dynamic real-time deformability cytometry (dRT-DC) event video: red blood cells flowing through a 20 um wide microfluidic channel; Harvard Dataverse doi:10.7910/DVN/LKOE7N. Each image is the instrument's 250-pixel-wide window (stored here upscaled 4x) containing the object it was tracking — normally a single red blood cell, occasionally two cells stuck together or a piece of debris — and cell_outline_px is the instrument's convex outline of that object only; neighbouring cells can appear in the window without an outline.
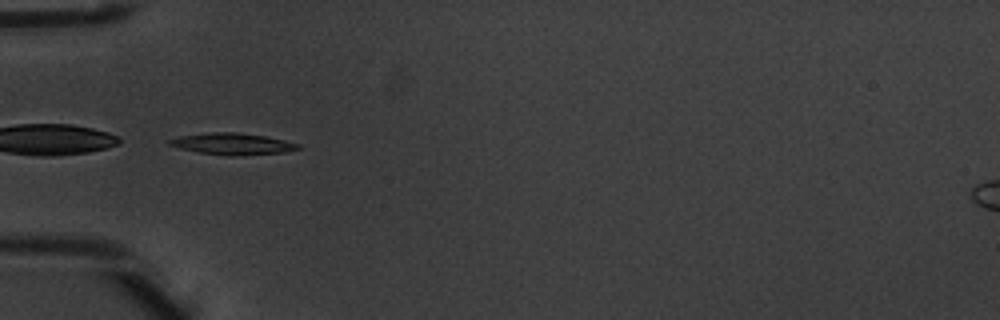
{"species": "common noctule bat (a hibernating species)", "species_latin": "Nyctalus noctula", "temperature_condition": "warm", "stored_images_in_passage": 7, "camera_frame_rate_fps": 3000, "um_per_image_px": 0.085, "animal": {"sex": "male", "body_mass_g": 20.1, "forearm_length_mm": 53.5}, "frame": {"image": 1, "passage_image": 4, "time_ms": 1.0, "image_size_px": [1000, 320], "cell_outline_px": [[304, 148], [284, 152], [236, 156], [232, 156], [200, 152], [180, 148], [168, 144], [168, 140], [180, 136], [212, 132], [236, 132], [264, 136], [284, 140], [300, 144]], "centroid_in_image_um": [19.81, 12.23], "position_along_channel_um": 65.2, "area_um2": 16.01}}
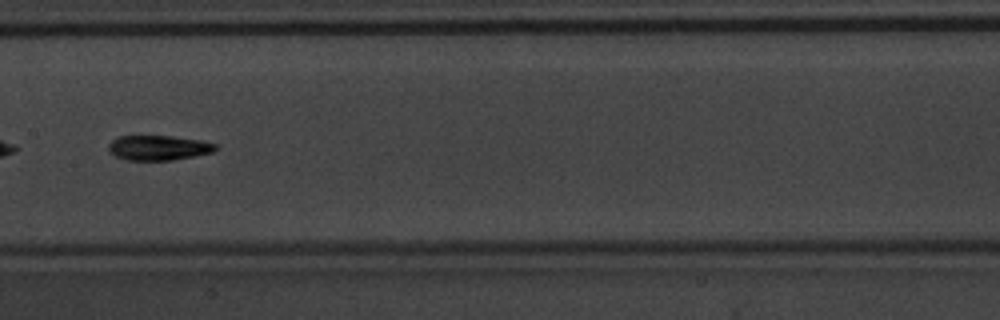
{"frame": {"image": 2, "passage_image": 7, "time_ms": 2.0, "image_size_px": [1000, 320], "cell_outline_px": [[216, 148], [212, 152], [196, 156], [172, 160], [124, 160], [108, 152], [108, 144], [112, 140], [120, 136], [172, 136], [200, 140], [216, 144]], "centroid_in_image_um": [13.44, 12.56], "position_along_channel_um": 194.0, "area_um2": 15.55}}